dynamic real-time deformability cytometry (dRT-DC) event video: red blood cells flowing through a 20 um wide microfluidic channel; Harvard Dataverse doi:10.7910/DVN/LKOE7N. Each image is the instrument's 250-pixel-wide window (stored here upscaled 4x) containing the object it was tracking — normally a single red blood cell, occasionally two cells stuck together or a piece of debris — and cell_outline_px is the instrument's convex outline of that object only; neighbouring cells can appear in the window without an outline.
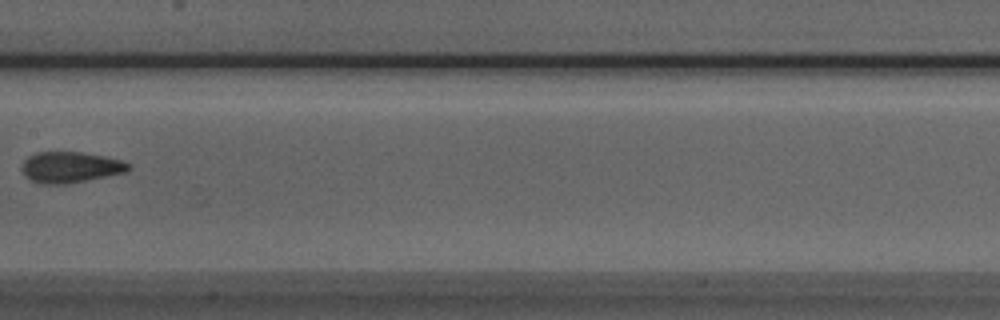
{"species": "Egyptian fruit bat (a non-hibernating species)", "species_latin": "Rousettus aegyptiacus", "temperature_condition": "room temperature", "stored_images_in_passage": 8, "camera_frame_rate_fps": 3000, "um_per_image_px": 0.085, "animal": {"sex": "male"}, "frame": {"image": 1, "passage_image": 7, "time_ms": 2.0, "image_size_px": [1000, 320], "cell_outline_px": [[132, 168], [128, 172], [64, 184], [40, 184], [24, 176], [20, 168], [24, 160], [28, 156], [36, 152], [80, 152], [104, 156], [120, 160], [132, 164]], "centroid_in_image_um": [5.98, 14.21], "position_along_channel_um": 201.4, "area_um2": 19.36}}
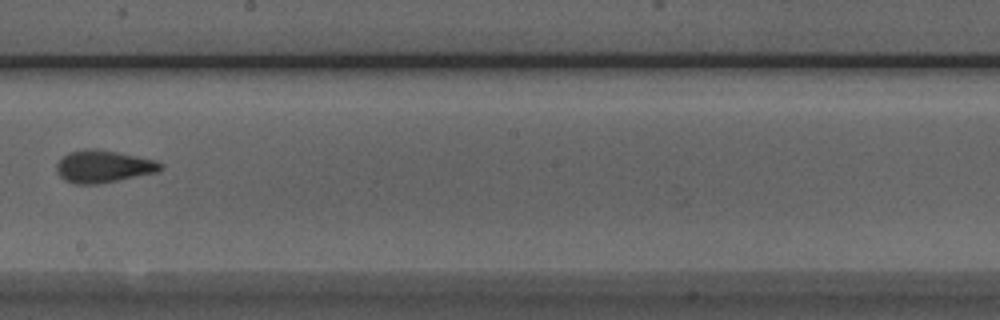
{"frame": {"image": 2, "passage_image": 8, "time_ms": 2.333, "image_size_px": [1000, 320], "cell_outline_px": [[164, 168], [156, 172], [96, 184], [76, 184], [64, 180], [56, 172], [56, 164], [68, 152], [88, 148], [96, 148], [156, 160], [164, 164]], "centroid_in_image_um": [8.77, 14.14], "position_along_channel_um": 239.4, "area_um2": 19.48}}